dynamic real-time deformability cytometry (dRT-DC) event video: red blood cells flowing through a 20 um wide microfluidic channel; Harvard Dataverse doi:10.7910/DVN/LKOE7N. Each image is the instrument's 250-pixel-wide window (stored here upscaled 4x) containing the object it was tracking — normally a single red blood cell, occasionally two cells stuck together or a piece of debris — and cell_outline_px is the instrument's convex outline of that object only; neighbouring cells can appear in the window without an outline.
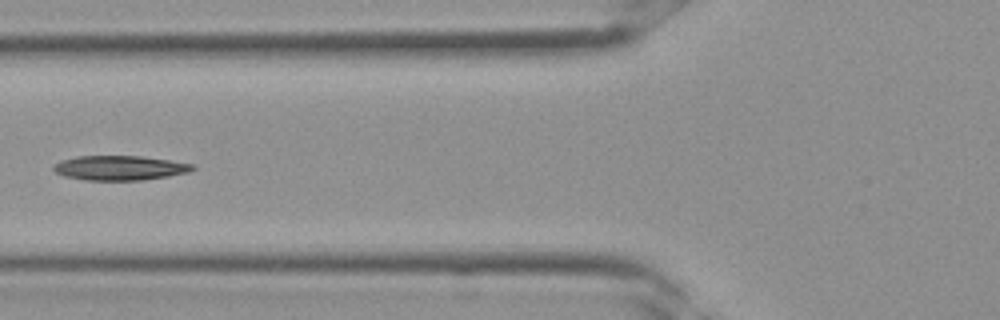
{"species": "Egyptian fruit bat (a non-hibernating species)", "species_latin": "Rousettus aegyptiacus", "temperature_condition": "room temperature", "stored_images_in_passage": 5, "camera_frame_rate_fps": 3000, "um_per_image_px": 0.085, "frame": {"image": 1, "passage_image": 5, "time_ms": 1.333, "image_size_px": [1000, 320], "cell_outline_px": [[196, 168], [188, 172], [168, 176], [144, 180], [88, 180], [64, 176], [56, 172], [52, 168], [60, 160], [76, 156], [140, 156], [196, 164]], "centroid_in_image_um": [10.2, 14.27], "position_along_channel_um": 115.6, "area_um2": 19.88}}